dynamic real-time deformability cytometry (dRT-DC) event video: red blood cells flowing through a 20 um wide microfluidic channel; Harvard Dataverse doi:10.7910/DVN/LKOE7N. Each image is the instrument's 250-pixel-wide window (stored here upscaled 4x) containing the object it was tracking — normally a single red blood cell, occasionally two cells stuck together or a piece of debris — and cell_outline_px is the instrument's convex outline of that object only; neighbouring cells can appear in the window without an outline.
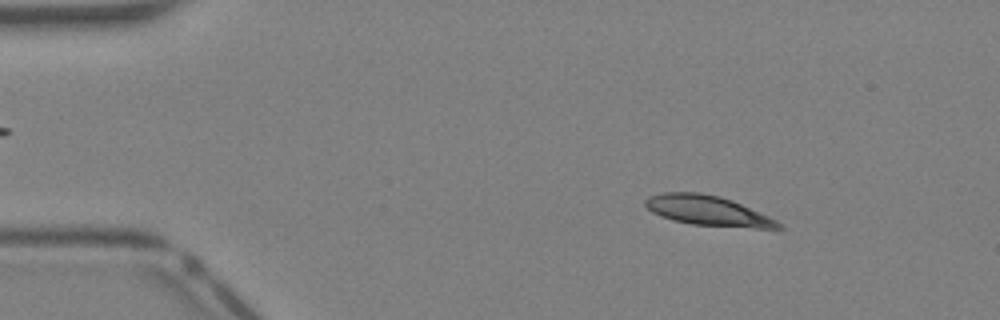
{"species": "Egyptian fruit bat (a non-hibernating species)", "species_latin": "Rousettus aegyptiacus", "temperature_condition": "warm", "stored_images_in_passage": 40, "camera_frame_rate_fps": 3000, "um_per_image_px": 0.085, "animal": {"sex": "female"}, "frame": {"image": 1, "passage_image": 5, "time_ms": 1.333, "image_size_px": [1000, 320], "cell_outline_px": [[784, 228], [752, 228], [692, 224], [672, 220], [660, 216], [652, 212], [644, 204], [644, 200], [648, 196], [664, 192], [700, 192], [720, 196], [732, 200], [768, 216], [776, 220]], "centroid_in_image_um": [60.11, 17.9], "position_along_channel_um": 24.9, "area_um2": 23.12}}
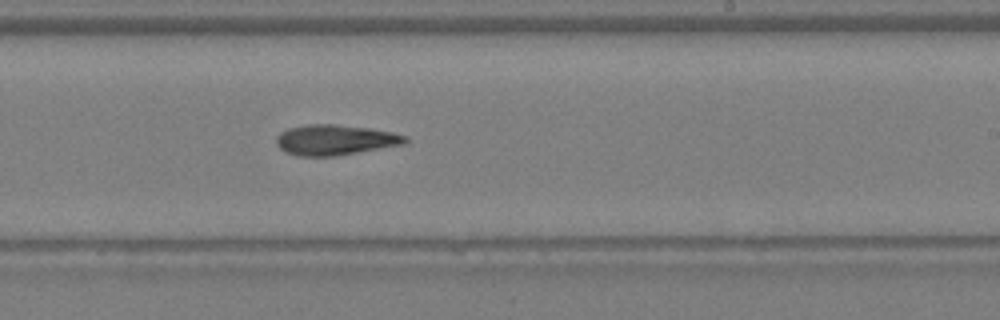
{"frame": {"image": 2, "passage_image": 24, "time_ms": 7.667, "image_size_px": [1000, 320], "cell_outline_px": [[408, 140], [404, 144], [332, 156], [296, 156], [284, 152], [276, 144], [276, 136], [280, 132], [288, 128], [308, 124], [336, 124], [368, 128], [392, 132], [408, 136]], "centroid_in_image_um": [28.44, 11.88], "position_along_channel_um": 260.6, "area_um2": 22.77}}
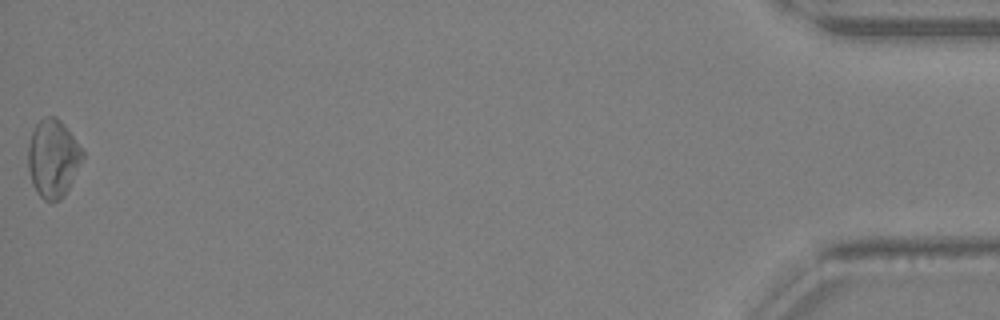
{"frame": {"image": 3, "passage_image": 40, "time_ms": 13.0, "image_size_px": [1000, 320], "cell_outline_px": [[84, 156], [64, 196], [60, 200], [44, 200], [36, 192], [32, 184], [28, 168], [28, 144], [32, 128], [44, 116], [56, 116], [64, 124], [84, 152]], "centroid_in_image_um": [4.48, 13.44], "position_along_channel_um": 430.7, "area_um2": 24.68}}